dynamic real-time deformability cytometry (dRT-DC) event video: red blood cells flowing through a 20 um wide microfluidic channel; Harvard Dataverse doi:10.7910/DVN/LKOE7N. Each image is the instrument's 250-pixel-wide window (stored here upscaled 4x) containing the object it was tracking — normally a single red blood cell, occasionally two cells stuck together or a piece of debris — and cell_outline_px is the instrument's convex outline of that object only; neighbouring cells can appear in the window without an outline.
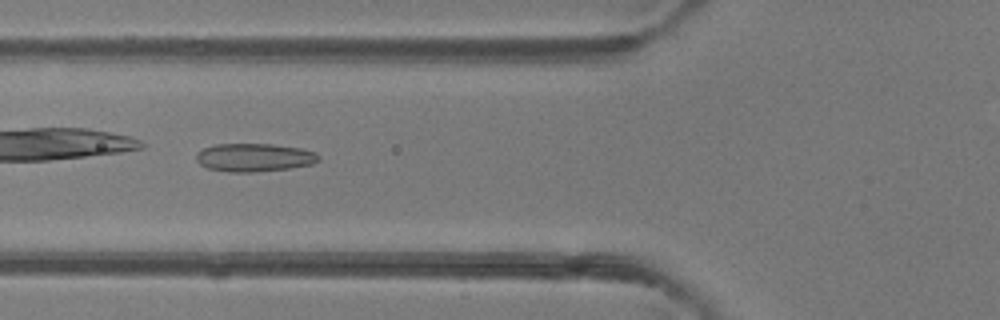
{"species": "common noctule bat (a hibernating species)", "species_latin": "Nyctalus noctula", "temperature_condition": "room temperature", "stored_images_in_passage": 7, "camera_frame_rate_fps": 3000, "um_per_image_px": 0.085, "animal": {"sex": "female"}, "frame": {"image": 1, "passage_image": 5, "time_ms": 1.333, "image_size_px": [1000, 320], "cell_outline_px": [[320, 160], [312, 164], [288, 168], [252, 172], [228, 172], [208, 168], [200, 164], [196, 160], [196, 152], [204, 148], [216, 144], [272, 144], [300, 148], [316, 152], [320, 156]], "centroid_in_image_um": [21.61, 13.38], "position_along_channel_um": 104.2, "area_um2": 20.11}}
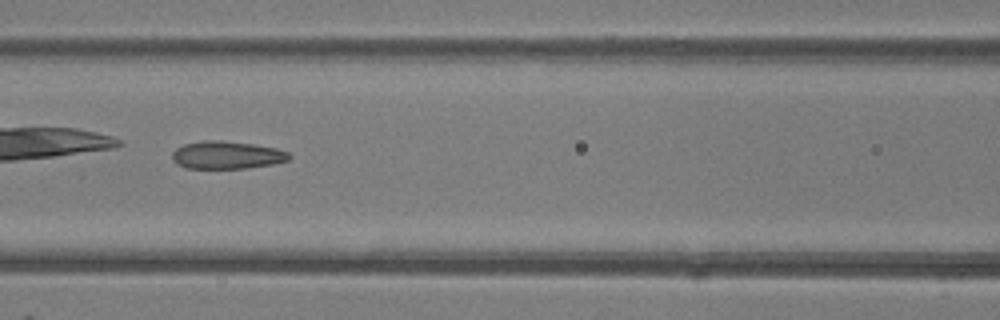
{"frame": {"image": 2, "passage_image": 6, "time_ms": 1.667, "image_size_px": [1000, 320], "cell_outline_px": [[292, 156], [288, 160], [272, 164], [248, 168], [184, 168], [176, 164], [172, 160], [172, 152], [176, 148], [184, 144], [204, 140], [220, 140], [252, 144], [276, 148], [288, 152]], "centroid_in_image_um": [19.25, 13.18], "position_along_channel_um": 147.3, "area_um2": 18.96}}
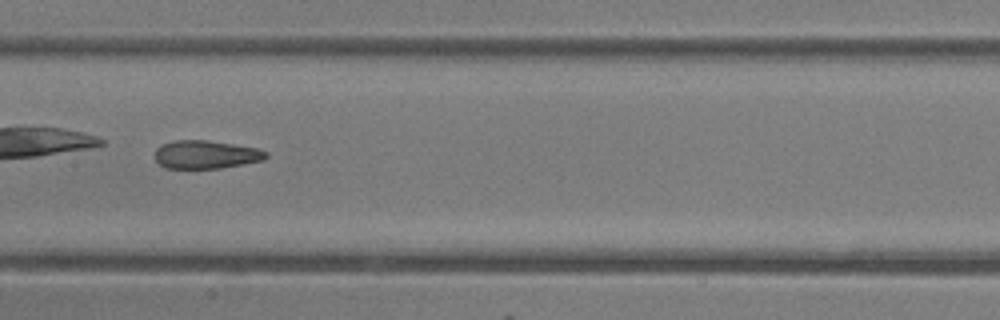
{"frame": {"image": 3, "passage_image": 7, "time_ms": 2.0, "image_size_px": [1000, 320], "cell_outline_px": [[268, 156], [264, 160], [244, 164], [220, 168], [164, 168], [156, 160], [156, 148], [160, 144], [172, 140], [208, 140], [260, 148], [268, 152]], "centroid_in_image_um": [17.53, 13.12], "position_along_channel_um": 189.9, "area_um2": 18.5}}